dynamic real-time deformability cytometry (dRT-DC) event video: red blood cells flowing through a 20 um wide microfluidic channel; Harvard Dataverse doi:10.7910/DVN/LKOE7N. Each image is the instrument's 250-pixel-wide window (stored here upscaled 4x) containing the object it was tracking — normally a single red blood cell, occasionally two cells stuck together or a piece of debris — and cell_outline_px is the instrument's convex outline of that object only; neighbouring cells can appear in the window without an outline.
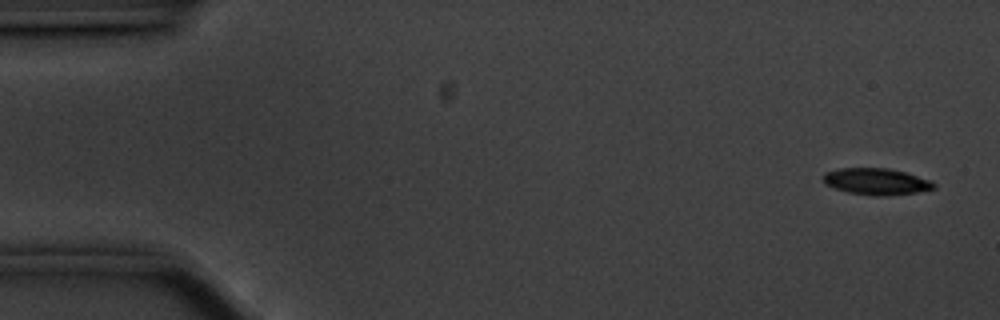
{"species": "common noctule bat (a hibernating species)", "species_latin": "Nyctalus noctula", "temperature_condition": "cold", "stored_images_in_passage": 10, "segment_of_instrument_passage": [2, 2], "camera_frame_rate_fps": 3000, "um_per_image_px": 0.085, "animal": {"sex": "male", "body_mass_g": 20.1, "forearm_length_mm": 53.5}, "frame": {"image": 1, "passage_image": 10, "time_ms": 3.0, "image_size_px": [1000, 320], "cell_outline_px": [[936, 188], [916, 192], [884, 196], [876, 196], [848, 192], [832, 188], [824, 184], [824, 172], [840, 168], [888, 168], [904, 172], [928, 180], [936, 184]], "centroid_in_image_um": [74.44, 15.43], "position_along_channel_um": 10.6, "area_um2": 16.99}}